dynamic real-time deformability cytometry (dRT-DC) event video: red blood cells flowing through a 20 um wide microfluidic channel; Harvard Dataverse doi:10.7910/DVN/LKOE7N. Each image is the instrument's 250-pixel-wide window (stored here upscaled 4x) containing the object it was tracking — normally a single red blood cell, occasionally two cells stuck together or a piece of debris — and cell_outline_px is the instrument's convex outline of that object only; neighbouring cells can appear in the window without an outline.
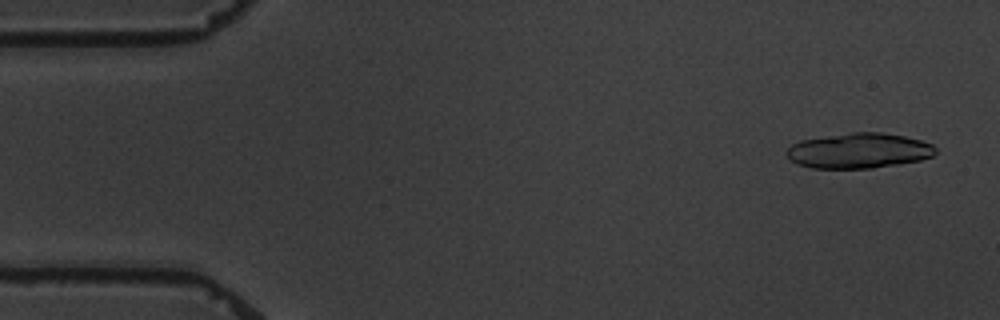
{"species": "common noctule bat (a hibernating species)", "species_latin": "Nyctalus noctula", "temperature_condition": "warm", "stored_images_in_passage": 6, "camera_frame_rate_fps": 3000, "um_per_image_px": 0.085, "animal": {"sex": "male", "body_mass_g": 19.5, "forearm_length_mm": 54.6}, "frame": {"image": 1, "passage_image": 1, "time_ms": 0.0, "image_size_px": [1000, 320], "cell_outline_px": [[936, 152], [932, 156], [920, 160], [872, 168], [812, 168], [796, 164], [788, 160], [784, 152], [792, 144], [800, 140], [852, 132], [880, 132], [904, 136], [920, 140], [932, 144], [936, 148]], "centroid_in_image_um": [72.95, 12.81], "position_along_channel_um": 12.1, "area_um2": 30.63}}